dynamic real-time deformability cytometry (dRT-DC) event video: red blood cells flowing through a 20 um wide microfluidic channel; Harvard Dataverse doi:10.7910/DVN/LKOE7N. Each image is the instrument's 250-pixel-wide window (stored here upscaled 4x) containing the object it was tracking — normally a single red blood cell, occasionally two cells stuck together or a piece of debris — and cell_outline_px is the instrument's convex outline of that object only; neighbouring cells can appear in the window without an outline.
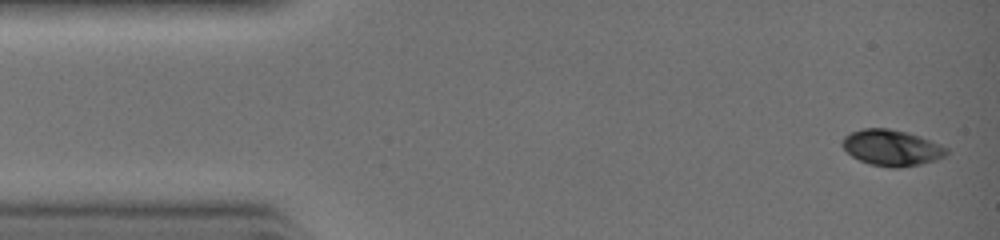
{"species": "common noctule bat (a hibernating species)", "species_latin": "Nyctalus noctula", "temperature_condition": "warm", "stored_images_in_passage": 32, "camera_frame_rate_fps": 3000, "um_per_image_px": 0.085, "animal": {"sex": "female", "body_mass_g": 19.0, "forearm_length_mm": 51.5}, "frame": {"image": 1, "passage_image": 1, "time_ms": 0.0, "image_size_px": [1000, 240], "cell_outline_px": [[948, 152], [944, 156], [936, 160], [920, 164], [896, 168], [892, 168], [868, 164], [852, 156], [840, 144], [844, 136], [852, 132], [864, 128], [888, 128], [908, 132], [920, 136], [940, 144], [948, 148]], "centroid_in_image_um": [75.79, 12.56], "position_along_channel_um": 9.2, "area_um2": 21.91}}
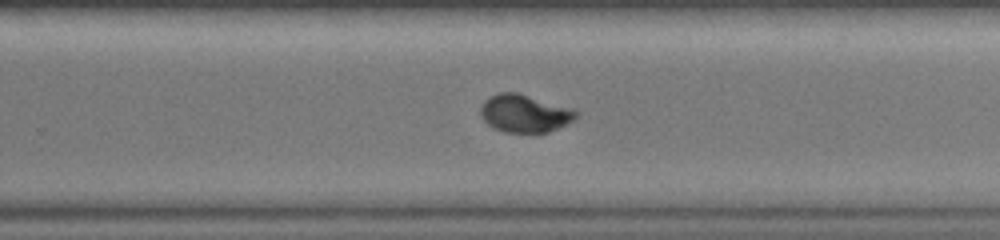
{"frame": {"image": 2, "passage_image": 20, "time_ms": 6.333, "image_size_px": [1000, 240], "cell_outline_px": [[580, 112], [572, 120], [548, 132], [504, 132], [492, 128], [480, 116], [480, 108], [484, 100], [488, 96], [500, 92], [516, 92], [576, 108]], "centroid_in_image_um": [44.58, 9.62], "position_along_channel_um": 285.2, "area_um2": 21.21}}
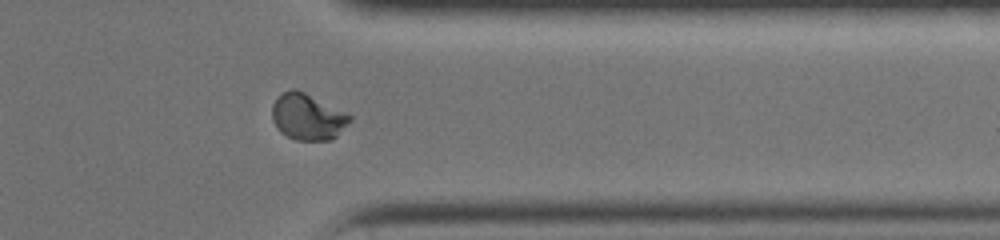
{"frame": {"image": 3, "passage_image": 25, "time_ms": 8.0, "image_size_px": [1000, 240], "cell_outline_px": [[352, 120], [332, 140], [296, 140], [280, 132], [276, 128], [272, 120], [272, 104], [284, 92], [292, 88], [296, 88], [352, 116]], "centroid_in_image_um": [26.13, 9.94], "position_along_channel_um": 385.3, "area_um2": 20.75}}